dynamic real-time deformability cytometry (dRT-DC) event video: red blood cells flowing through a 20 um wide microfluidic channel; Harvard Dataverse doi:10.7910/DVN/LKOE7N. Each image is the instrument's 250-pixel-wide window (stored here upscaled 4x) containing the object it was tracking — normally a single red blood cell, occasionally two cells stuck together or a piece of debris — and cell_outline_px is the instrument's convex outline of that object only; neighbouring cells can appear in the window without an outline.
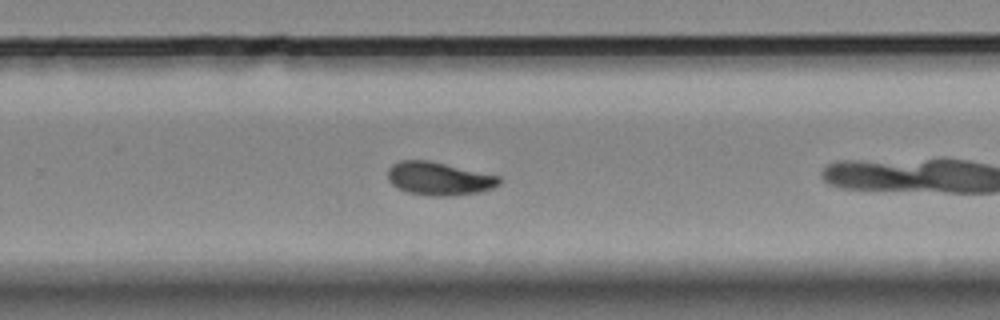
{"species": "Egyptian fruit bat (a non-hibernating species)", "species_latin": "Rousettus aegyptiacus", "temperature_condition": "room temperature", "stored_images_in_passage": 22, "camera_frame_rate_fps": 3000, "um_per_image_px": 0.085, "animal": {"sex": "female"}, "frame": {"image": 1, "passage_image": 21, "time_ms": 6.667, "image_size_px": [1000, 320], "cell_outline_px": [[500, 184], [492, 188], [480, 192], [452, 196], [432, 196], [408, 192], [396, 188], [388, 180], [388, 168], [392, 164], [400, 160], [428, 160], [500, 176]], "centroid_in_image_um": [37.3, 15.18], "position_along_channel_um": 292.5, "area_um2": 21.62}}